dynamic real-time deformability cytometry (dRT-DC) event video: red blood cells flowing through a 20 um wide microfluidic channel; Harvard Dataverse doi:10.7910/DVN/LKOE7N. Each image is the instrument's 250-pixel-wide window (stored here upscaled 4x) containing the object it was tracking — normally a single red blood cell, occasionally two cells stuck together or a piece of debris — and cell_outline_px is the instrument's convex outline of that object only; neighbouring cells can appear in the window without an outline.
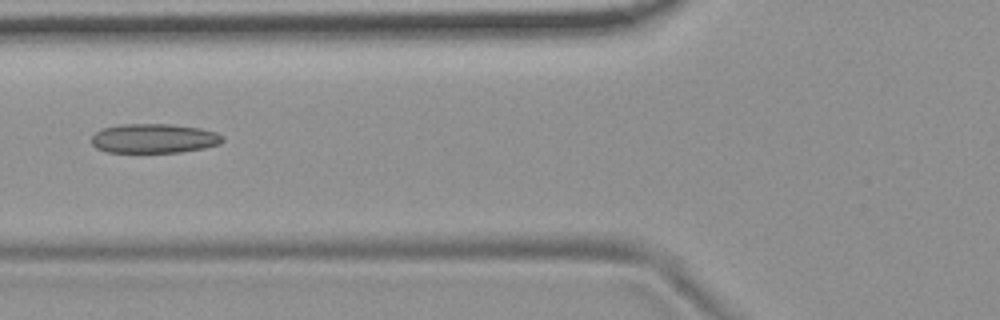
{"species": "common noctule bat (a hibernating species)", "species_latin": "Nyctalus noctula", "temperature_condition": "room temperature", "stored_images_in_passage": 8, "camera_frame_rate_fps": 3000, "um_per_image_px": 0.085, "animal": {"sex": "female", "body_mass_g": 19.9}, "frame": {"image": 1, "passage_image": 5, "time_ms": 1.333, "image_size_px": [1000, 320], "cell_outline_px": [[224, 140], [220, 144], [180, 152], [108, 152], [96, 148], [92, 144], [92, 136], [100, 128], [120, 124], [172, 124], [200, 128], [216, 132]], "centroid_in_image_um": [13.04, 11.75], "position_along_channel_um": 112.8, "area_um2": 22.37}}
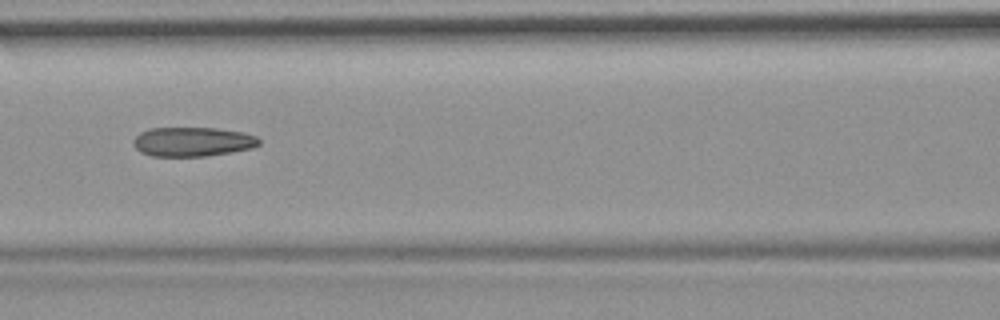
{"frame": {"image": 2, "passage_image": 6, "time_ms": 1.667, "image_size_px": [1000, 320], "cell_outline_px": [[260, 144], [252, 148], [232, 152], [208, 156], [152, 156], [140, 152], [132, 144], [132, 140], [140, 132], [152, 128], [216, 128], [244, 132], [256, 136], [260, 140]], "centroid_in_image_um": [16.37, 12.05], "position_along_channel_um": 150.2, "area_um2": 21.62}}